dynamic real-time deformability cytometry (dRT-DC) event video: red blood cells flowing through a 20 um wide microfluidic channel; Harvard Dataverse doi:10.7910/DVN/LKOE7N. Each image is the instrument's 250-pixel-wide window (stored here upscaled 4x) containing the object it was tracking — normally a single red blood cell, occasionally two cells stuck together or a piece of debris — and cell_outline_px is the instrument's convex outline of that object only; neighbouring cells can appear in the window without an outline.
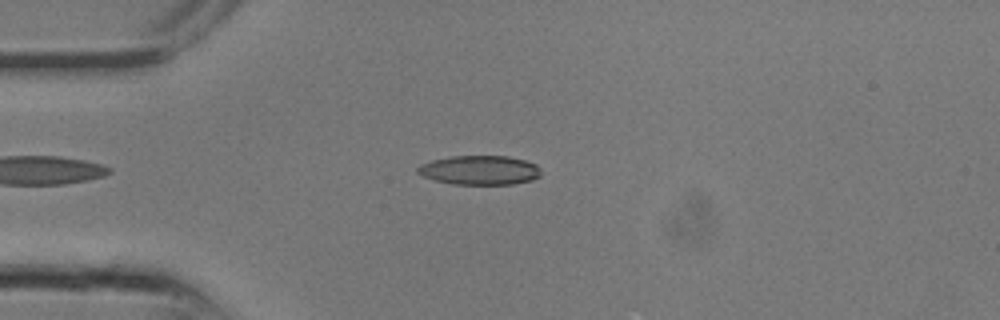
{"species": "common noctule bat (a hibernating species)", "species_latin": "Nyctalus noctula", "temperature_condition": "room temperature", "stored_images_in_passage": 10, "camera_frame_rate_fps": 3000, "um_per_image_px": 0.085, "animal": {"sex": "male", "body_mass_g": 13.3}, "frame": {"image": 1, "passage_image": 4, "time_ms": 1.0, "image_size_px": [1000, 320], "cell_outline_px": [[540, 176], [532, 180], [512, 184], [452, 184], [436, 180], [424, 176], [416, 172], [416, 168], [420, 164], [432, 160], [452, 156], [508, 156], [524, 160], [536, 164], [540, 168]], "centroid_in_image_um": [40.77, 14.46], "position_along_channel_um": 44.2, "area_um2": 20.98}}
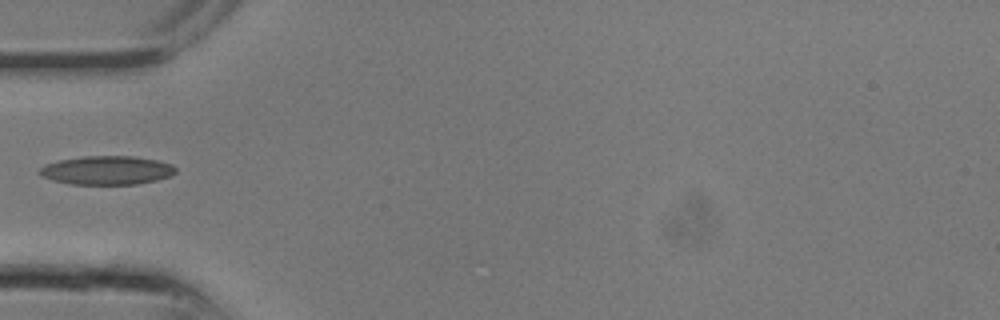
{"frame": {"image": 2, "passage_image": 6, "time_ms": 1.667, "image_size_px": [1000, 320], "cell_outline_px": [[176, 172], [168, 176], [156, 180], [136, 184], [72, 184], [52, 180], [36, 172], [44, 164], [60, 160], [84, 156], [136, 156], [156, 160], [172, 164], [176, 168]], "centroid_in_image_um": [9.07, 14.47], "position_along_channel_um": 75.9, "area_um2": 22.72}}
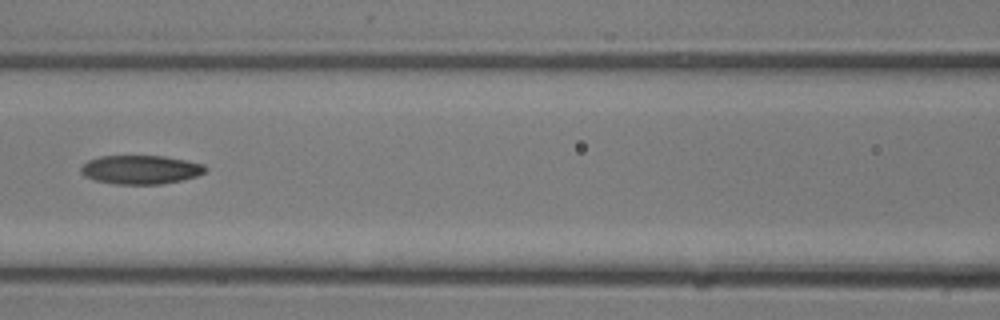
{"frame": {"image": 3, "passage_image": 9, "time_ms": 2.667, "image_size_px": [1000, 320], "cell_outline_px": [[208, 168], [204, 172], [196, 176], [180, 180], [160, 184], [116, 184], [96, 180], [84, 176], [80, 172], [80, 168], [88, 160], [100, 156], [164, 156], [204, 164]], "centroid_in_image_um": [11.94, 14.41], "position_along_channel_um": 154.7, "area_um2": 20.75}}